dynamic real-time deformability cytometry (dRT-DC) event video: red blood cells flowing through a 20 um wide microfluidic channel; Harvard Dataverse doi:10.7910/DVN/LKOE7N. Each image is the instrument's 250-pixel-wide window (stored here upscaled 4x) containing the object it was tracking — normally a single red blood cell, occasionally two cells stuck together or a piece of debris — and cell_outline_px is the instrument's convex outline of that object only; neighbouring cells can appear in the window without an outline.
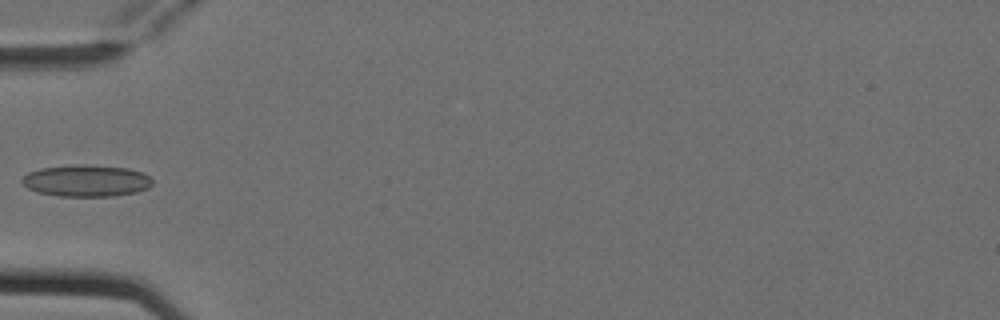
{"species": "Egyptian fruit bat (a non-hibernating species)", "species_latin": "Rousettus aegyptiacus", "temperature_condition": "cold", "stored_images_in_passage": 6, "camera_frame_rate_fps": 3000, "um_per_image_px": 0.085, "animal": {"sex": "female"}, "frame": {"image": 1, "passage_image": 5, "time_ms": 1.333, "image_size_px": [1000, 320], "cell_outline_px": [[152, 184], [148, 188], [136, 192], [112, 196], [60, 196], [36, 192], [28, 188], [20, 180], [28, 172], [40, 168], [84, 164], [128, 168], [144, 172], [152, 180]], "centroid_in_image_um": [7.34, 15.36], "position_along_channel_um": 77.7, "area_um2": 24.1}}
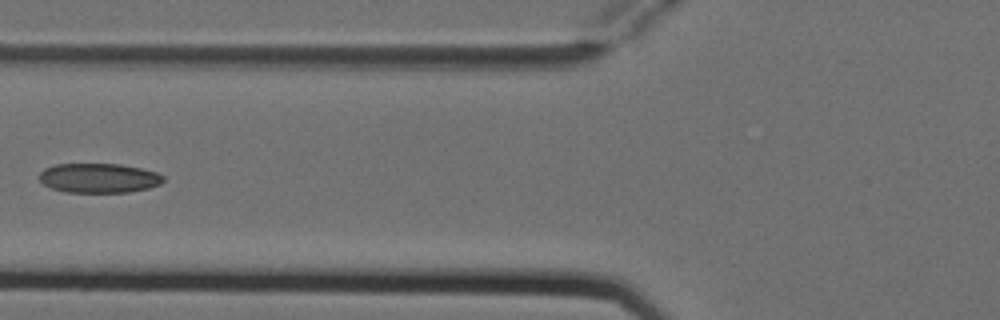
{"frame": {"image": 2, "passage_image": 6, "time_ms": 1.667, "image_size_px": [1000, 320], "cell_outline_px": [[164, 180], [160, 184], [148, 188], [128, 192], [64, 192], [52, 188], [44, 184], [40, 180], [40, 172], [44, 168], [56, 164], [120, 164], [140, 168], [156, 172], [164, 176]], "centroid_in_image_um": [8.4, 15.13], "position_along_channel_um": 117.4, "area_um2": 21.27}}